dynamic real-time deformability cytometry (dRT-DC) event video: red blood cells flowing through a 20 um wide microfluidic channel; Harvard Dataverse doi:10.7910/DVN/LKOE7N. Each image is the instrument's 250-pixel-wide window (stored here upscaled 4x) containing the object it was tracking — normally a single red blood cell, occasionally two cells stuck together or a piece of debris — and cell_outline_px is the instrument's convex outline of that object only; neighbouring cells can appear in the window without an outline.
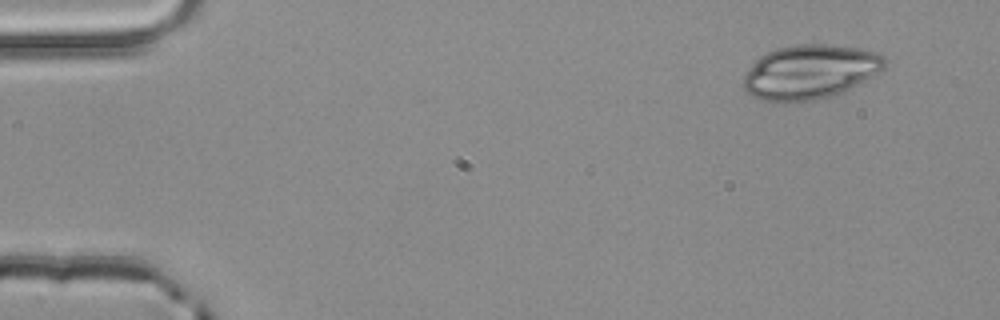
{"species": "common noctule bat (a hibernating species)", "species_latin": "Nyctalus noctula", "temperature_condition": "room temperature", "stored_images_in_passage": 3, "camera_frame_rate_fps": 3000, "um_per_image_px": 0.085, "animal": {"sex": "male", "body_mass_g": 20.4}, "frame": {"image": 1, "passage_image": 1, "time_ms": 0.0, "image_size_px": [1000, 320], "cell_outline_px": [[888, 64], [880, 72], [836, 96], [824, 100], [788, 104], [772, 104], [752, 96], [740, 84], [748, 68], [764, 52], [776, 48], [800, 44], [824, 44], [860, 48], [880, 52], [888, 60]], "centroid_in_image_um": [68.84, 6.16], "position_along_channel_um": 16.2, "area_um2": 46.24}}